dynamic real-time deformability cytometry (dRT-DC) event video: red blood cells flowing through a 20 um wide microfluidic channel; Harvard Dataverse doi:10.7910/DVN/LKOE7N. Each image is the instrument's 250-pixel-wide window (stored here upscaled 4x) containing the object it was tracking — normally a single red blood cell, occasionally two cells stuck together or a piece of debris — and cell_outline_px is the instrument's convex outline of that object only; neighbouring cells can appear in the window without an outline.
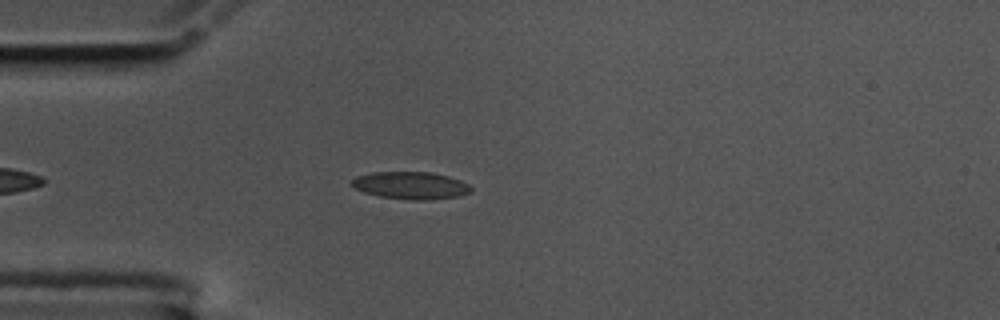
{"species": "common noctule bat (a hibernating species)", "species_latin": "Nyctalus noctula", "temperature_condition": "cold", "stored_images_in_passage": 46, "camera_frame_rate_fps": 3000, "um_per_image_px": 0.085, "animal": {"sex": "male", "body_mass_g": 17.5, "forearm_length_mm": 52.3}, "frame": {"image": 1, "passage_image": 7, "time_ms": 2.0, "image_size_px": [1000, 320], "cell_outline_px": [[472, 192], [460, 196], [432, 200], [412, 200], [380, 196], [364, 192], [356, 188], [352, 184], [352, 180], [356, 176], [372, 172], [432, 172], [448, 176], [460, 180], [468, 184], [472, 188]], "centroid_in_image_um": [34.96, 15.76], "position_along_channel_um": 50.0, "area_um2": 19.07}}
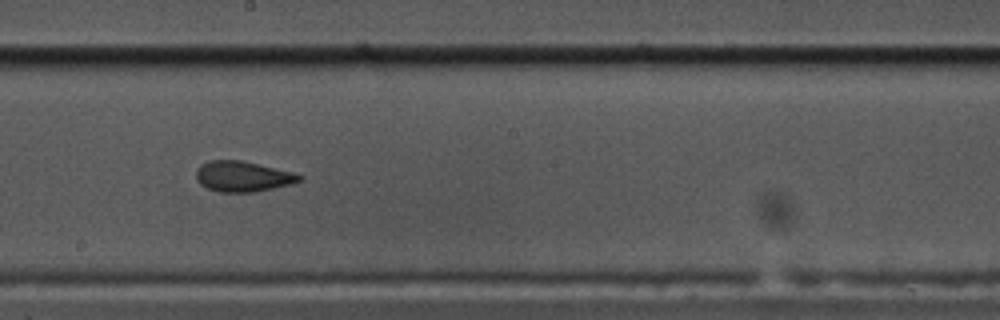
{"frame": {"image": 2, "passage_image": 23, "time_ms": 7.333, "image_size_px": [1000, 320], "cell_outline_px": [[304, 180], [272, 188], [252, 192], [220, 192], [208, 188], [200, 184], [196, 180], [196, 168], [200, 164], [208, 160], [240, 160], [292, 172], [304, 176]], "centroid_in_image_um": [20.59, 14.99], "position_along_channel_um": 227.6, "area_um2": 18.26}}
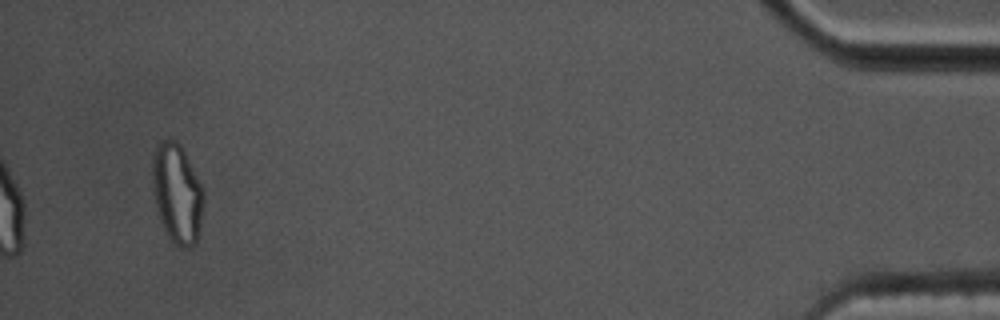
{"frame": {"image": 3, "passage_image": 46, "time_ms": 15.0, "image_size_px": [1000, 320], "cell_outline_px": [[204, 192], [200, 224], [196, 244], [188, 248], [180, 248], [168, 236], [160, 220], [156, 208], [152, 192], [152, 156], [156, 144], [164, 140], [176, 140], [180, 144]], "centroid_in_image_um": [15.01, 16.44], "position_along_channel_um": 420.2, "area_um2": 29.54}, "authors_computed_cell_mechanics": {"area_um2": 18.6983, "velocity_mm_per_s": 3.525, "shape_relaxation_time_tau1_ms": 6.9942, "shape_relaxation_time_tau2_ms": 1.9402, "deformation_change_tau1": 0.1911, "deformation_change_tau2": 0.0883}}